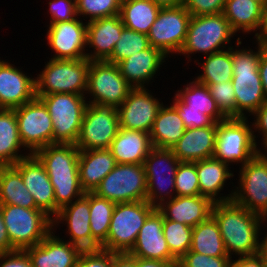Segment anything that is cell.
<instances>
[{
    "label": "cell",
    "mask_w": 267,
    "mask_h": 267,
    "mask_svg": "<svg viewBox=\"0 0 267 267\" xmlns=\"http://www.w3.org/2000/svg\"><path fill=\"white\" fill-rule=\"evenodd\" d=\"M212 216L219 225L228 256L237 257L253 256L258 254L259 241L262 234L263 217L248 211L233 200L215 202Z\"/></svg>",
    "instance_id": "6da1fadb"
},
{
    "label": "cell",
    "mask_w": 267,
    "mask_h": 267,
    "mask_svg": "<svg viewBox=\"0 0 267 267\" xmlns=\"http://www.w3.org/2000/svg\"><path fill=\"white\" fill-rule=\"evenodd\" d=\"M236 40L235 49L231 47L233 64L231 82L236 97V118H247L250 115L252 117L267 102L259 73V60L266 45L257 42L258 46L255 48L257 51L249 46V49L247 47L240 49L241 38L238 37Z\"/></svg>",
    "instance_id": "7a4b0ae2"
},
{
    "label": "cell",
    "mask_w": 267,
    "mask_h": 267,
    "mask_svg": "<svg viewBox=\"0 0 267 267\" xmlns=\"http://www.w3.org/2000/svg\"><path fill=\"white\" fill-rule=\"evenodd\" d=\"M234 35L237 36L222 13L192 16L185 42L178 55L187 56V61L191 62L194 53L208 56L229 49L233 47L230 45L231 40L235 39Z\"/></svg>",
    "instance_id": "3957f363"
},
{
    "label": "cell",
    "mask_w": 267,
    "mask_h": 267,
    "mask_svg": "<svg viewBox=\"0 0 267 267\" xmlns=\"http://www.w3.org/2000/svg\"><path fill=\"white\" fill-rule=\"evenodd\" d=\"M88 58L78 60L50 59L35 77L36 96L55 93L85 95L87 90Z\"/></svg>",
    "instance_id": "277c9868"
},
{
    "label": "cell",
    "mask_w": 267,
    "mask_h": 267,
    "mask_svg": "<svg viewBox=\"0 0 267 267\" xmlns=\"http://www.w3.org/2000/svg\"><path fill=\"white\" fill-rule=\"evenodd\" d=\"M155 209L147 200L116 203L107 239L100 248L114 253H129L141 227Z\"/></svg>",
    "instance_id": "5b68a950"
},
{
    "label": "cell",
    "mask_w": 267,
    "mask_h": 267,
    "mask_svg": "<svg viewBox=\"0 0 267 267\" xmlns=\"http://www.w3.org/2000/svg\"><path fill=\"white\" fill-rule=\"evenodd\" d=\"M0 209L10 244L16 250L39 244L53 230L52 218L41 209L9 204H0Z\"/></svg>",
    "instance_id": "8992f818"
},
{
    "label": "cell",
    "mask_w": 267,
    "mask_h": 267,
    "mask_svg": "<svg viewBox=\"0 0 267 267\" xmlns=\"http://www.w3.org/2000/svg\"><path fill=\"white\" fill-rule=\"evenodd\" d=\"M47 107L53 123V144H75L88 105L85 95L55 93L36 96Z\"/></svg>",
    "instance_id": "52a82bcc"
},
{
    "label": "cell",
    "mask_w": 267,
    "mask_h": 267,
    "mask_svg": "<svg viewBox=\"0 0 267 267\" xmlns=\"http://www.w3.org/2000/svg\"><path fill=\"white\" fill-rule=\"evenodd\" d=\"M251 123V124H250ZM247 118H229L218 122L214 158L228 164L245 165L259 153ZM250 124V125H249Z\"/></svg>",
    "instance_id": "ba28073f"
},
{
    "label": "cell",
    "mask_w": 267,
    "mask_h": 267,
    "mask_svg": "<svg viewBox=\"0 0 267 267\" xmlns=\"http://www.w3.org/2000/svg\"><path fill=\"white\" fill-rule=\"evenodd\" d=\"M179 164L180 161L172 149L167 148L152 147L145 158L143 165L147 182L146 200L154 208L176 196L175 174Z\"/></svg>",
    "instance_id": "9c48e42d"
},
{
    "label": "cell",
    "mask_w": 267,
    "mask_h": 267,
    "mask_svg": "<svg viewBox=\"0 0 267 267\" xmlns=\"http://www.w3.org/2000/svg\"><path fill=\"white\" fill-rule=\"evenodd\" d=\"M132 89L118 65L106 60L90 61L85 94L86 98L90 96L88 104L118 108Z\"/></svg>",
    "instance_id": "30bf717a"
},
{
    "label": "cell",
    "mask_w": 267,
    "mask_h": 267,
    "mask_svg": "<svg viewBox=\"0 0 267 267\" xmlns=\"http://www.w3.org/2000/svg\"><path fill=\"white\" fill-rule=\"evenodd\" d=\"M115 203L145 201L147 182L143 164H117L94 190Z\"/></svg>",
    "instance_id": "8fae6325"
},
{
    "label": "cell",
    "mask_w": 267,
    "mask_h": 267,
    "mask_svg": "<svg viewBox=\"0 0 267 267\" xmlns=\"http://www.w3.org/2000/svg\"><path fill=\"white\" fill-rule=\"evenodd\" d=\"M240 167L232 200L267 221V160L258 153Z\"/></svg>",
    "instance_id": "7c38bea8"
},
{
    "label": "cell",
    "mask_w": 267,
    "mask_h": 267,
    "mask_svg": "<svg viewBox=\"0 0 267 267\" xmlns=\"http://www.w3.org/2000/svg\"><path fill=\"white\" fill-rule=\"evenodd\" d=\"M119 128L117 108L88 104L75 145L79 150L108 149Z\"/></svg>",
    "instance_id": "4fadbf2b"
},
{
    "label": "cell",
    "mask_w": 267,
    "mask_h": 267,
    "mask_svg": "<svg viewBox=\"0 0 267 267\" xmlns=\"http://www.w3.org/2000/svg\"><path fill=\"white\" fill-rule=\"evenodd\" d=\"M192 15L182 5L161 8L147 34L150 46L160 49L167 57L178 54L188 31Z\"/></svg>",
    "instance_id": "5bb4252c"
},
{
    "label": "cell",
    "mask_w": 267,
    "mask_h": 267,
    "mask_svg": "<svg viewBox=\"0 0 267 267\" xmlns=\"http://www.w3.org/2000/svg\"><path fill=\"white\" fill-rule=\"evenodd\" d=\"M14 110L20 139L31 154L53 144V123L47 107L39 98Z\"/></svg>",
    "instance_id": "9a60e30c"
},
{
    "label": "cell",
    "mask_w": 267,
    "mask_h": 267,
    "mask_svg": "<svg viewBox=\"0 0 267 267\" xmlns=\"http://www.w3.org/2000/svg\"><path fill=\"white\" fill-rule=\"evenodd\" d=\"M153 94L146 87L133 88L117 108L119 127L149 134L158 111L164 104Z\"/></svg>",
    "instance_id": "2e32d148"
},
{
    "label": "cell",
    "mask_w": 267,
    "mask_h": 267,
    "mask_svg": "<svg viewBox=\"0 0 267 267\" xmlns=\"http://www.w3.org/2000/svg\"><path fill=\"white\" fill-rule=\"evenodd\" d=\"M47 44L53 51L52 59H85L87 51V22L79 17L47 25Z\"/></svg>",
    "instance_id": "e0dca14e"
},
{
    "label": "cell",
    "mask_w": 267,
    "mask_h": 267,
    "mask_svg": "<svg viewBox=\"0 0 267 267\" xmlns=\"http://www.w3.org/2000/svg\"><path fill=\"white\" fill-rule=\"evenodd\" d=\"M13 167L21 174L36 206L53 219L60 209L55 204L54 189L44 165L31 154L20 159Z\"/></svg>",
    "instance_id": "ac0fdd59"
},
{
    "label": "cell",
    "mask_w": 267,
    "mask_h": 267,
    "mask_svg": "<svg viewBox=\"0 0 267 267\" xmlns=\"http://www.w3.org/2000/svg\"><path fill=\"white\" fill-rule=\"evenodd\" d=\"M22 68L0 58V109H15L36 98L35 76Z\"/></svg>",
    "instance_id": "d6986e66"
},
{
    "label": "cell",
    "mask_w": 267,
    "mask_h": 267,
    "mask_svg": "<svg viewBox=\"0 0 267 267\" xmlns=\"http://www.w3.org/2000/svg\"><path fill=\"white\" fill-rule=\"evenodd\" d=\"M53 230L64 221L69 240L82 250H92V232L90 229V192H85L80 198L62 207L52 219ZM67 224V225H66ZM57 227V228H55Z\"/></svg>",
    "instance_id": "ffe728a7"
},
{
    "label": "cell",
    "mask_w": 267,
    "mask_h": 267,
    "mask_svg": "<svg viewBox=\"0 0 267 267\" xmlns=\"http://www.w3.org/2000/svg\"><path fill=\"white\" fill-rule=\"evenodd\" d=\"M52 230L39 244L28 247V254L33 267H76L83 251L80 247L64 241ZM63 239V240H62Z\"/></svg>",
    "instance_id": "44dd1931"
},
{
    "label": "cell",
    "mask_w": 267,
    "mask_h": 267,
    "mask_svg": "<svg viewBox=\"0 0 267 267\" xmlns=\"http://www.w3.org/2000/svg\"><path fill=\"white\" fill-rule=\"evenodd\" d=\"M129 254L143 259L178 262L170 253L163 232V214L157 208L147 217Z\"/></svg>",
    "instance_id": "7402d4cb"
},
{
    "label": "cell",
    "mask_w": 267,
    "mask_h": 267,
    "mask_svg": "<svg viewBox=\"0 0 267 267\" xmlns=\"http://www.w3.org/2000/svg\"><path fill=\"white\" fill-rule=\"evenodd\" d=\"M124 28L120 14L87 22L86 57L90 61L107 60L112 55ZM88 47L93 50L88 52Z\"/></svg>",
    "instance_id": "603a6c76"
},
{
    "label": "cell",
    "mask_w": 267,
    "mask_h": 267,
    "mask_svg": "<svg viewBox=\"0 0 267 267\" xmlns=\"http://www.w3.org/2000/svg\"><path fill=\"white\" fill-rule=\"evenodd\" d=\"M165 58L168 59L160 49L150 46L122 60L117 65L121 75L132 88H145L146 85L152 83L151 80L166 62Z\"/></svg>",
    "instance_id": "cb8c5ba5"
},
{
    "label": "cell",
    "mask_w": 267,
    "mask_h": 267,
    "mask_svg": "<svg viewBox=\"0 0 267 267\" xmlns=\"http://www.w3.org/2000/svg\"><path fill=\"white\" fill-rule=\"evenodd\" d=\"M214 202L202 195L175 196L157 209L165 219L195 227L212 215Z\"/></svg>",
    "instance_id": "d4e9b609"
},
{
    "label": "cell",
    "mask_w": 267,
    "mask_h": 267,
    "mask_svg": "<svg viewBox=\"0 0 267 267\" xmlns=\"http://www.w3.org/2000/svg\"><path fill=\"white\" fill-rule=\"evenodd\" d=\"M217 126L186 128L183 136L172 147L180 162L194 163L212 158L215 152Z\"/></svg>",
    "instance_id": "484cf974"
},
{
    "label": "cell",
    "mask_w": 267,
    "mask_h": 267,
    "mask_svg": "<svg viewBox=\"0 0 267 267\" xmlns=\"http://www.w3.org/2000/svg\"><path fill=\"white\" fill-rule=\"evenodd\" d=\"M230 165L212 157L199 160L196 162V171L198 175L200 195L210 198L215 202L231 201L234 195V189L231 193L220 194L224 187L227 186L228 179L234 177V172L230 169ZM222 195V196H221Z\"/></svg>",
    "instance_id": "4316f807"
},
{
    "label": "cell",
    "mask_w": 267,
    "mask_h": 267,
    "mask_svg": "<svg viewBox=\"0 0 267 267\" xmlns=\"http://www.w3.org/2000/svg\"><path fill=\"white\" fill-rule=\"evenodd\" d=\"M117 165L111 150H80L79 177L84 192H94L103 178Z\"/></svg>",
    "instance_id": "83f0119b"
},
{
    "label": "cell",
    "mask_w": 267,
    "mask_h": 267,
    "mask_svg": "<svg viewBox=\"0 0 267 267\" xmlns=\"http://www.w3.org/2000/svg\"><path fill=\"white\" fill-rule=\"evenodd\" d=\"M109 149L117 164H144L152 143L146 132L119 128Z\"/></svg>",
    "instance_id": "f1b7e54d"
},
{
    "label": "cell",
    "mask_w": 267,
    "mask_h": 267,
    "mask_svg": "<svg viewBox=\"0 0 267 267\" xmlns=\"http://www.w3.org/2000/svg\"><path fill=\"white\" fill-rule=\"evenodd\" d=\"M222 14L236 34L251 35L253 31L257 37L263 24L264 8L252 0H226Z\"/></svg>",
    "instance_id": "f546056e"
},
{
    "label": "cell",
    "mask_w": 267,
    "mask_h": 267,
    "mask_svg": "<svg viewBox=\"0 0 267 267\" xmlns=\"http://www.w3.org/2000/svg\"><path fill=\"white\" fill-rule=\"evenodd\" d=\"M186 127L178 110L170 105H162L149 133L152 147L172 149L183 136Z\"/></svg>",
    "instance_id": "4dcf8cb0"
},
{
    "label": "cell",
    "mask_w": 267,
    "mask_h": 267,
    "mask_svg": "<svg viewBox=\"0 0 267 267\" xmlns=\"http://www.w3.org/2000/svg\"><path fill=\"white\" fill-rule=\"evenodd\" d=\"M79 152L75 144L54 143L37 150L34 155L48 175L79 174Z\"/></svg>",
    "instance_id": "1f68e13d"
},
{
    "label": "cell",
    "mask_w": 267,
    "mask_h": 267,
    "mask_svg": "<svg viewBox=\"0 0 267 267\" xmlns=\"http://www.w3.org/2000/svg\"><path fill=\"white\" fill-rule=\"evenodd\" d=\"M21 148L27 150L19 136L15 110L0 109V166H14L20 159L31 155L29 151L22 154Z\"/></svg>",
    "instance_id": "d6a6232c"
},
{
    "label": "cell",
    "mask_w": 267,
    "mask_h": 267,
    "mask_svg": "<svg viewBox=\"0 0 267 267\" xmlns=\"http://www.w3.org/2000/svg\"><path fill=\"white\" fill-rule=\"evenodd\" d=\"M0 204L39 209L21 174L13 166H0Z\"/></svg>",
    "instance_id": "836d02e7"
},
{
    "label": "cell",
    "mask_w": 267,
    "mask_h": 267,
    "mask_svg": "<svg viewBox=\"0 0 267 267\" xmlns=\"http://www.w3.org/2000/svg\"><path fill=\"white\" fill-rule=\"evenodd\" d=\"M190 250L213 257H229L219 225L212 215L204 222L193 227Z\"/></svg>",
    "instance_id": "e575fe53"
},
{
    "label": "cell",
    "mask_w": 267,
    "mask_h": 267,
    "mask_svg": "<svg viewBox=\"0 0 267 267\" xmlns=\"http://www.w3.org/2000/svg\"><path fill=\"white\" fill-rule=\"evenodd\" d=\"M160 9L152 0H131L121 4L120 17L125 28L148 34Z\"/></svg>",
    "instance_id": "d590c367"
},
{
    "label": "cell",
    "mask_w": 267,
    "mask_h": 267,
    "mask_svg": "<svg viewBox=\"0 0 267 267\" xmlns=\"http://www.w3.org/2000/svg\"><path fill=\"white\" fill-rule=\"evenodd\" d=\"M115 202L90 192V229L92 232V250L100 249L106 241Z\"/></svg>",
    "instance_id": "8d00e7d4"
},
{
    "label": "cell",
    "mask_w": 267,
    "mask_h": 267,
    "mask_svg": "<svg viewBox=\"0 0 267 267\" xmlns=\"http://www.w3.org/2000/svg\"><path fill=\"white\" fill-rule=\"evenodd\" d=\"M202 59H206L202 64L199 60L194 61V64L202 67V73L193 79L202 84H217L232 80L231 48L204 56Z\"/></svg>",
    "instance_id": "74e56055"
},
{
    "label": "cell",
    "mask_w": 267,
    "mask_h": 267,
    "mask_svg": "<svg viewBox=\"0 0 267 267\" xmlns=\"http://www.w3.org/2000/svg\"><path fill=\"white\" fill-rule=\"evenodd\" d=\"M176 94L189 106V109L199 110L203 114L211 116L217 123L226 119L219 111L205 84L194 79L187 82V85L178 90Z\"/></svg>",
    "instance_id": "f35d334b"
},
{
    "label": "cell",
    "mask_w": 267,
    "mask_h": 267,
    "mask_svg": "<svg viewBox=\"0 0 267 267\" xmlns=\"http://www.w3.org/2000/svg\"><path fill=\"white\" fill-rule=\"evenodd\" d=\"M163 232L170 253L177 260L190 250L192 244V227L177 221L165 219L163 216Z\"/></svg>",
    "instance_id": "ab89813d"
},
{
    "label": "cell",
    "mask_w": 267,
    "mask_h": 267,
    "mask_svg": "<svg viewBox=\"0 0 267 267\" xmlns=\"http://www.w3.org/2000/svg\"><path fill=\"white\" fill-rule=\"evenodd\" d=\"M149 47L147 34L124 28L112 55L106 61L117 65L122 60Z\"/></svg>",
    "instance_id": "60d3db41"
},
{
    "label": "cell",
    "mask_w": 267,
    "mask_h": 267,
    "mask_svg": "<svg viewBox=\"0 0 267 267\" xmlns=\"http://www.w3.org/2000/svg\"><path fill=\"white\" fill-rule=\"evenodd\" d=\"M48 177L54 189L55 204L59 209L85 194L79 174L48 175Z\"/></svg>",
    "instance_id": "b9f144b4"
},
{
    "label": "cell",
    "mask_w": 267,
    "mask_h": 267,
    "mask_svg": "<svg viewBox=\"0 0 267 267\" xmlns=\"http://www.w3.org/2000/svg\"><path fill=\"white\" fill-rule=\"evenodd\" d=\"M77 15L86 22L120 14L121 3L119 0H76Z\"/></svg>",
    "instance_id": "7bdbcfd3"
},
{
    "label": "cell",
    "mask_w": 267,
    "mask_h": 267,
    "mask_svg": "<svg viewBox=\"0 0 267 267\" xmlns=\"http://www.w3.org/2000/svg\"><path fill=\"white\" fill-rule=\"evenodd\" d=\"M176 196L200 195L196 162H180L175 174Z\"/></svg>",
    "instance_id": "ee69618b"
},
{
    "label": "cell",
    "mask_w": 267,
    "mask_h": 267,
    "mask_svg": "<svg viewBox=\"0 0 267 267\" xmlns=\"http://www.w3.org/2000/svg\"><path fill=\"white\" fill-rule=\"evenodd\" d=\"M216 102L221 114L226 118H236V97L231 81L205 84Z\"/></svg>",
    "instance_id": "f6af8a7d"
},
{
    "label": "cell",
    "mask_w": 267,
    "mask_h": 267,
    "mask_svg": "<svg viewBox=\"0 0 267 267\" xmlns=\"http://www.w3.org/2000/svg\"><path fill=\"white\" fill-rule=\"evenodd\" d=\"M171 101L178 110L186 128H202L206 126H218V123L209 115L199 110L189 109V106L175 93Z\"/></svg>",
    "instance_id": "bcb514c9"
},
{
    "label": "cell",
    "mask_w": 267,
    "mask_h": 267,
    "mask_svg": "<svg viewBox=\"0 0 267 267\" xmlns=\"http://www.w3.org/2000/svg\"><path fill=\"white\" fill-rule=\"evenodd\" d=\"M230 257H213L189 250L179 260L181 267H231Z\"/></svg>",
    "instance_id": "7dc6e473"
},
{
    "label": "cell",
    "mask_w": 267,
    "mask_h": 267,
    "mask_svg": "<svg viewBox=\"0 0 267 267\" xmlns=\"http://www.w3.org/2000/svg\"><path fill=\"white\" fill-rule=\"evenodd\" d=\"M48 4L49 25L78 18L76 0H51Z\"/></svg>",
    "instance_id": "c3c4849f"
},
{
    "label": "cell",
    "mask_w": 267,
    "mask_h": 267,
    "mask_svg": "<svg viewBox=\"0 0 267 267\" xmlns=\"http://www.w3.org/2000/svg\"><path fill=\"white\" fill-rule=\"evenodd\" d=\"M113 252L95 249L83 250L76 267H112Z\"/></svg>",
    "instance_id": "681fc988"
},
{
    "label": "cell",
    "mask_w": 267,
    "mask_h": 267,
    "mask_svg": "<svg viewBox=\"0 0 267 267\" xmlns=\"http://www.w3.org/2000/svg\"><path fill=\"white\" fill-rule=\"evenodd\" d=\"M226 0H184L183 6L192 16L222 13Z\"/></svg>",
    "instance_id": "f907efd6"
},
{
    "label": "cell",
    "mask_w": 267,
    "mask_h": 267,
    "mask_svg": "<svg viewBox=\"0 0 267 267\" xmlns=\"http://www.w3.org/2000/svg\"><path fill=\"white\" fill-rule=\"evenodd\" d=\"M252 116L255 117L252 118L254 119L253 120L254 122H252L253 137L258 148H260L259 144L263 145L267 141V102H265ZM256 132H257V137H256ZM258 133L260 136H262L261 143L257 142Z\"/></svg>",
    "instance_id": "816d5d0a"
},
{
    "label": "cell",
    "mask_w": 267,
    "mask_h": 267,
    "mask_svg": "<svg viewBox=\"0 0 267 267\" xmlns=\"http://www.w3.org/2000/svg\"><path fill=\"white\" fill-rule=\"evenodd\" d=\"M0 267H33L24 250L4 252L0 257Z\"/></svg>",
    "instance_id": "f5cc1de1"
},
{
    "label": "cell",
    "mask_w": 267,
    "mask_h": 267,
    "mask_svg": "<svg viewBox=\"0 0 267 267\" xmlns=\"http://www.w3.org/2000/svg\"><path fill=\"white\" fill-rule=\"evenodd\" d=\"M237 258L232 260L231 267H266V264L258 254Z\"/></svg>",
    "instance_id": "db71d44e"
},
{
    "label": "cell",
    "mask_w": 267,
    "mask_h": 267,
    "mask_svg": "<svg viewBox=\"0 0 267 267\" xmlns=\"http://www.w3.org/2000/svg\"><path fill=\"white\" fill-rule=\"evenodd\" d=\"M0 249L3 252H12L16 249L10 244V239L4 224V218L0 209Z\"/></svg>",
    "instance_id": "11a10c76"
},
{
    "label": "cell",
    "mask_w": 267,
    "mask_h": 267,
    "mask_svg": "<svg viewBox=\"0 0 267 267\" xmlns=\"http://www.w3.org/2000/svg\"><path fill=\"white\" fill-rule=\"evenodd\" d=\"M112 267H135V257L129 253H114Z\"/></svg>",
    "instance_id": "9f6ffc18"
},
{
    "label": "cell",
    "mask_w": 267,
    "mask_h": 267,
    "mask_svg": "<svg viewBox=\"0 0 267 267\" xmlns=\"http://www.w3.org/2000/svg\"><path fill=\"white\" fill-rule=\"evenodd\" d=\"M259 73L263 85L265 99L267 101V46L262 49V54L259 60Z\"/></svg>",
    "instance_id": "6f0895ef"
},
{
    "label": "cell",
    "mask_w": 267,
    "mask_h": 267,
    "mask_svg": "<svg viewBox=\"0 0 267 267\" xmlns=\"http://www.w3.org/2000/svg\"><path fill=\"white\" fill-rule=\"evenodd\" d=\"M178 262H164L153 259H143L135 257V267H171Z\"/></svg>",
    "instance_id": "680465c9"
},
{
    "label": "cell",
    "mask_w": 267,
    "mask_h": 267,
    "mask_svg": "<svg viewBox=\"0 0 267 267\" xmlns=\"http://www.w3.org/2000/svg\"><path fill=\"white\" fill-rule=\"evenodd\" d=\"M255 38V43L258 42L267 46V7L264 8L262 28Z\"/></svg>",
    "instance_id": "91938a15"
},
{
    "label": "cell",
    "mask_w": 267,
    "mask_h": 267,
    "mask_svg": "<svg viewBox=\"0 0 267 267\" xmlns=\"http://www.w3.org/2000/svg\"><path fill=\"white\" fill-rule=\"evenodd\" d=\"M161 8L179 7L184 4V0H152Z\"/></svg>",
    "instance_id": "94428289"
},
{
    "label": "cell",
    "mask_w": 267,
    "mask_h": 267,
    "mask_svg": "<svg viewBox=\"0 0 267 267\" xmlns=\"http://www.w3.org/2000/svg\"><path fill=\"white\" fill-rule=\"evenodd\" d=\"M262 238L260 237L258 255L261 257V259L267 265V232H266V235Z\"/></svg>",
    "instance_id": "6125c7cd"
},
{
    "label": "cell",
    "mask_w": 267,
    "mask_h": 267,
    "mask_svg": "<svg viewBox=\"0 0 267 267\" xmlns=\"http://www.w3.org/2000/svg\"><path fill=\"white\" fill-rule=\"evenodd\" d=\"M260 147L262 148H259V153L267 160V141Z\"/></svg>",
    "instance_id": "be15d7a7"
},
{
    "label": "cell",
    "mask_w": 267,
    "mask_h": 267,
    "mask_svg": "<svg viewBox=\"0 0 267 267\" xmlns=\"http://www.w3.org/2000/svg\"><path fill=\"white\" fill-rule=\"evenodd\" d=\"M259 3L263 8L267 7V0H252Z\"/></svg>",
    "instance_id": "e7e4bbea"
},
{
    "label": "cell",
    "mask_w": 267,
    "mask_h": 267,
    "mask_svg": "<svg viewBox=\"0 0 267 267\" xmlns=\"http://www.w3.org/2000/svg\"><path fill=\"white\" fill-rule=\"evenodd\" d=\"M119 1H120V3L122 4V3H124V2L131 1V0H119Z\"/></svg>",
    "instance_id": "03108f58"
},
{
    "label": "cell",
    "mask_w": 267,
    "mask_h": 267,
    "mask_svg": "<svg viewBox=\"0 0 267 267\" xmlns=\"http://www.w3.org/2000/svg\"><path fill=\"white\" fill-rule=\"evenodd\" d=\"M171 267H181V266L177 263V264L172 265Z\"/></svg>",
    "instance_id": "003e7915"
},
{
    "label": "cell",
    "mask_w": 267,
    "mask_h": 267,
    "mask_svg": "<svg viewBox=\"0 0 267 267\" xmlns=\"http://www.w3.org/2000/svg\"><path fill=\"white\" fill-rule=\"evenodd\" d=\"M4 252L0 249V257H1V255L3 254Z\"/></svg>",
    "instance_id": "a7ac6f4b"
}]
</instances>
